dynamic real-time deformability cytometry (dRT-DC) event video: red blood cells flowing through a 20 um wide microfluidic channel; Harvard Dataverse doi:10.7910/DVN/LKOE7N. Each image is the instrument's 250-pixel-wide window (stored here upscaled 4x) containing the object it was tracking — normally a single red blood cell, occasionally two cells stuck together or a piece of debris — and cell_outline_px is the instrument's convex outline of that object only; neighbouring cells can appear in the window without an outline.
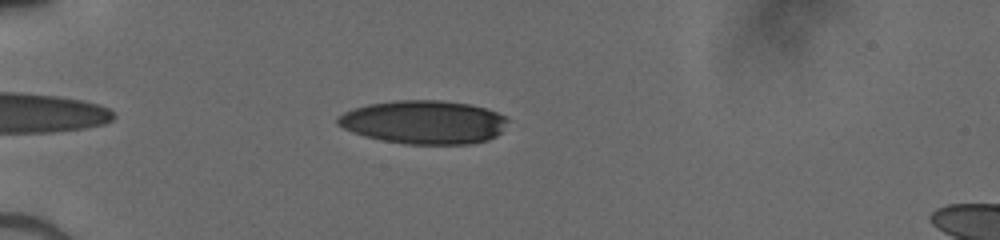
{"species": "human", "species_latin": "Homo sapiens", "temperature_condition": "cold", "stored_images_in_passage": 40, "camera_frame_rate_fps": 3000, "um_per_image_px": 0.085, "donor": {"sex": "male"}, "frame": {"image": 1, "passage_image": 5, "time_ms": 1.333, "image_size_px": [1000, 240], "cell_outline_px": [[508, 120], [500, 132], [496, 136], [488, 140], [468, 144], [408, 144], [384, 140], [364, 136], [352, 132], [336, 124], [336, 120], [344, 112], [352, 108], [368, 104], [396, 100], [440, 100], [472, 104], [496, 112], [504, 116]], "centroid_in_image_um": [36.01, 10.38], "position_along_channel_um": 49.0, "area_um2": 43.0}}
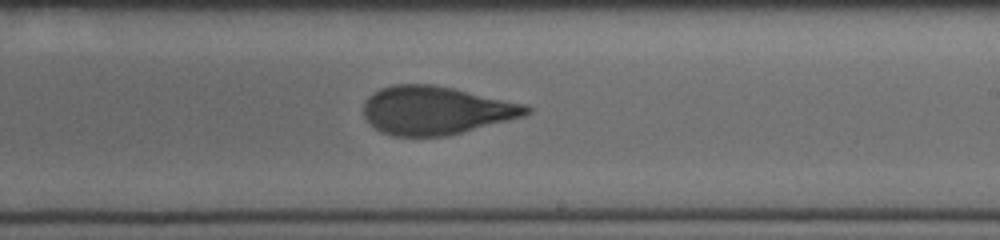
{"frame": {"image": 2, "passage_image": 22, "time_ms": 7.0, "image_size_px": [1000, 240], "cell_outline_px": [[532, 112], [524, 116], [448, 136], [392, 136], [380, 132], [364, 116], [364, 100], [372, 92], [380, 88], [392, 84], [432, 84], [452, 88], [524, 104], [532, 108]], "centroid_in_image_um": [37.02, 9.38], "position_along_channel_um": 252.0, "area_um2": 45.78}}
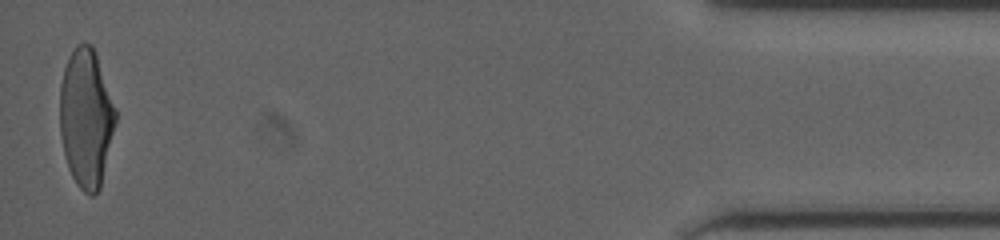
{"frame": {"image": 3, "passage_image": 40, "time_ms": 13.0, "image_size_px": [1000, 240], "cell_outline_px": [[116, 120], [100, 188], [92, 196], [88, 196], [76, 184], [68, 168], [60, 136], [60, 84], [64, 68], [68, 56], [76, 44], [84, 40], [92, 44], [96, 52], [116, 108]], "centroid_in_image_um": [7.31, 9.97], "position_along_channel_um": 427.9, "area_um2": 45.32}}